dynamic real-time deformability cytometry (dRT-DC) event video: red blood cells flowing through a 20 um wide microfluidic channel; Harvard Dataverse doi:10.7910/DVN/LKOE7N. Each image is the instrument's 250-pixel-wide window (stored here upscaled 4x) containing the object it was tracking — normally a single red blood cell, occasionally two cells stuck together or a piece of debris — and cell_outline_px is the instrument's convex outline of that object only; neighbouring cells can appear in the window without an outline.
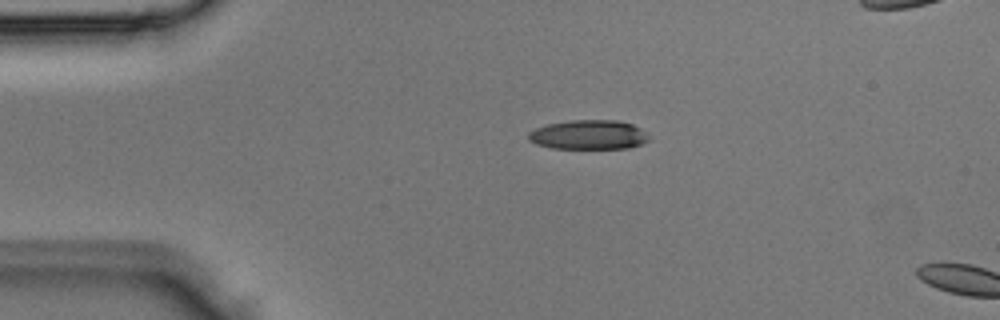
{"species": "Egyptian fruit bat (a non-hibernating species)", "species_latin": "Rousettus aegyptiacus", "temperature_condition": "room temperature", "stored_images_in_passage": 2, "camera_frame_rate_fps": 3000, "um_per_image_px": 0.085, "animal": {"sex": "male"}, "frame": {"image": 1, "passage_image": 1, "time_ms": 0.0, "image_size_px": [1000, 320], "cell_outline_px": [[652, 140], [628, 148], [552, 148], [536, 144], [528, 140], [528, 132], [536, 128], [548, 124], [572, 120], [616, 120], [632, 124], [640, 128]], "centroid_in_image_um": [50.03, 11.45], "position_along_channel_um": 35.0, "area_um2": 20.58}}